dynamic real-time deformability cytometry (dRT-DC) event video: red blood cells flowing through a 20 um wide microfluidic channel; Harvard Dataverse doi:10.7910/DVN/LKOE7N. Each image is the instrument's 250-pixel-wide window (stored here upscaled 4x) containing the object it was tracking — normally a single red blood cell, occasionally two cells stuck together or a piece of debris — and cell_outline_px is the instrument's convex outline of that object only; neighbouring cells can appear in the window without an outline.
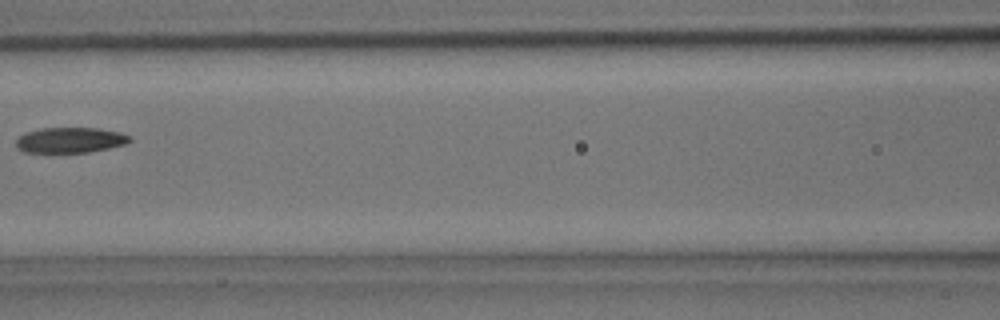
{"species": "common noctule bat (a hibernating species)", "species_latin": "Nyctalus noctula", "temperature_condition": "room temperature", "stored_images_in_passage": 6, "camera_frame_rate_fps": 3000, "um_per_image_px": 0.085, "animal": {"sex": "male", "body_mass_g": 15.6}, "frame": {"image": 1, "passage_image": 5, "time_ms": 1.333, "image_size_px": [1000, 320], "cell_outline_px": [[132, 140], [124, 144], [108, 148], [88, 152], [24, 152], [16, 148], [16, 140], [20, 136], [28, 132], [40, 128], [100, 128], [120, 132], [132, 136]], "centroid_in_image_um": [5.98, 11.9], "position_along_channel_um": 160.6, "area_um2": 16.82}}